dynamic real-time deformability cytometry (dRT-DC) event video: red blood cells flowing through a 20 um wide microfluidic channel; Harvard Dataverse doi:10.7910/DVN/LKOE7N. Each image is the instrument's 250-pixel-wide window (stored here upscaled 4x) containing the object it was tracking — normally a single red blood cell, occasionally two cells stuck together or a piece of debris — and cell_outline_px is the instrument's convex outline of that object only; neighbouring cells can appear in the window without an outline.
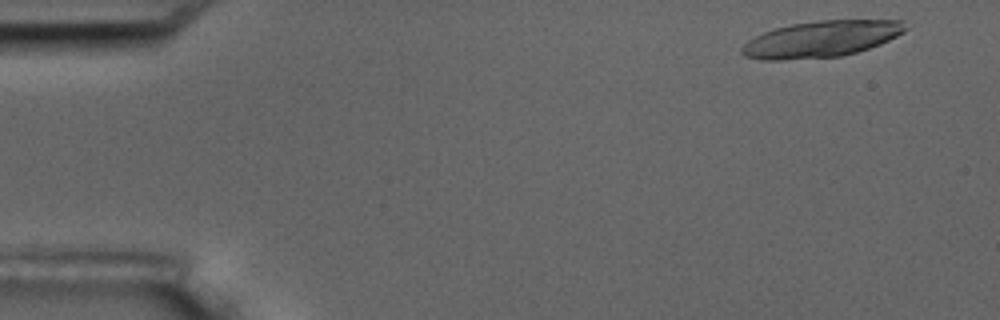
{"species": "common noctule bat (a hibernating species)", "species_latin": "Nyctalus noctula", "temperature_condition": "room temperature", "stored_images_in_passage": 5, "camera_frame_rate_fps": 3000, "um_per_image_px": 0.085, "animal": {"sex": "male", "body_mass_g": 17.5, "forearm_length_mm": 52.3}, "frame": {"image": 1, "passage_image": 1, "time_ms": 0.0, "image_size_px": [1000, 320], "cell_outline_px": [[908, 28], [904, 32], [880, 44], [856, 52], [840, 56], [780, 60], [760, 60], [744, 56], [740, 52], [740, 48], [748, 40], [764, 32], [776, 28], [792, 24], [820, 20], [900, 20]], "centroid_in_image_um": [69.78, 3.32], "position_along_channel_um": 15.2, "area_um2": 34.39}}